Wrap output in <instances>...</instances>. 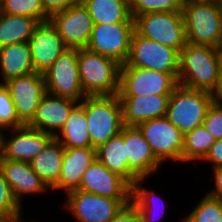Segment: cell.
Masks as SVG:
<instances>
[{
  "label": "cell",
  "instance_id": "obj_1",
  "mask_svg": "<svg viewBox=\"0 0 222 222\" xmlns=\"http://www.w3.org/2000/svg\"><path fill=\"white\" fill-rule=\"evenodd\" d=\"M222 50L187 43L179 52L177 82L189 89L215 94L219 84Z\"/></svg>",
  "mask_w": 222,
  "mask_h": 222
},
{
  "label": "cell",
  "instance_id": "obj_2",
  "mask_svg": "<svg viewBox=\"0 0 222 222\" xmlns=\"http://www.w3.org/2000/svg\"><path fill=\"white\" fill-rule=\"evenodd\" d=\"M77 63L86 96L118 94L121 65L117 61L84 48L78 49Z\"/></svg>",
  "mask_w": 222,
  "mask_h": 222
},
{
  "label": "cell",
  "instance_id": "obj_3",
  "mask_svg": "<svg viewBox=\"0 0 222 222\" xmlns=\"http://www.w3.org/2000/svg\"><path fill=\"white\" fill-rule=\"evenodd\" d=\"M84 110L91 146L94 148L119 134L124 126L118 94L86 96Z\"/></svg>",
  "mask_w": 222,
  "mask_h": 222
},
{
  "label": "cell",
  "instance_id": "obj_4",
  "mask_svg": "<svg viewBox=\"0 0 222 222\" xmlns=\"http://www.w3.org/2000/svg\"><path fill=\"white\" fill-rule=\"evenodd\" d=\"M187 43L220 49L222 5L218 2L183 4Z\"/></svg>",
  "mask_w": 222,
  "mask_h": 222
},
{
  "label": "cell",
  "instance_id": "obj_5",
  "mask_svg": "<svg viewBox=\"0 0 222 222\" xmlns=\"http://www.w3.org/2000/svg\"><path fill=\"white\" fill-rule=\"evenodd\" d=\"M214 100L211 93L178 84L170 95L165 117L185 135L203 125L206 111Z\"/></svg>",
  "mask_w": 222,
  "mask_h": 222
},
{
  "label": "cell",
  "instance_id": "obj_6",
  "mask_svg": "<svg viewBox=\"0 0 222 222\" xmlns=\"http://www.w3.org/2000/svg\"><path fill=\"white\" fill-rule=\"evenodd\" d=\"M135 31L149 39L176 49L178 52L187 44L182 12H155L134 18Z\"/></svg>",
  "mask_w": 222,
  "mask_h": 222
},
{
  "label": "cell",
  "instance_id": "obj_7",
  "mask_svg": "<svg viewBox=\"0 0 222 222\" xmlns=\"http://www.w3.org/2000/svg\"><path fill=\"white\" fill-rule=\"evenodd\" d=\"M77 59L78 49L67 48L43 73L47 93L76 102L86 97L81 87Z\"/></svg>",
  "mask_w": 222,
  "mask_h": 222
},
{
  "label": "cell",
  "instance_id": "obj_8",
  "mask_svg": "<svg viewBox=\"0 0 222 222\" xmlns=\"http://www.w3.org/2000/svg\"><path fill=\"white\" fill-rule=\"evenodd\" d=\"M65 210L77 222H109L131 199H112L81 190H72L65 195Z\"/></svg>",
  "mask_w": 222,
  "mask_h": 222
},
{
  "label": "cell",
  "instance_id": "obj_9",
  "mask_svg": "<svg viewBox=\"0 0 222 222\" xmlns=\"http://www.w3.org/2000/svg\"><path fill=\"white\" fill-rule=\"evenodd\" d=\"M178 73L121 66L118 95H171L178 85Z\"/></svg>",
  "mask_w": 222,
  "mask_h": 222
},
{
  "label": "cell",
  "instance_id": "obj_10",
  "mask_svg": "<svg viewBox=\"0 0 222 222\" xmlns=\"http://www.w3.org/2000/svg\"><path fill=\"white\" fill-rule=\"evenodd\" d=\"M134 31L135 22L94 24L86 48L110 57L123 65L127 62L130 54L131 38Z\"/></svg>",
  "mask_w": 222,
  "mask_h": 222
},
{
  "label": "cell",
  "instance_id": "obj_11",
  "mask_svg": "<svg viewBox=\"0 0 222 222\" xmlns=\"http://www.w3.org/2000/svg\"><path fill=\"white\" fill-rule=\"evenodd\" d=\"M121 66L147 68L163 73H178L179 52L149 40L134 31L128 60Z\"/></svg>",
  "mask_w": 222,
  "mask_h": 222
},
{
  "label": "cell",
  "instance_id": "obj_12",
  "mask_svg": "<svg viewBox=\"0 0 222 222\" xmlns=\"http://www.w3.org/2000/svg\"><path fill=\"white\" fill-rule=\"evenodd\" d=\"M137 127L162 164L169 160L182 163L184 135L165 116L146 120Z\"/></svg>",
  "mask_w": 222,
  "mask_h": 222
},
{
  "label": "cell",
  "instance_id": "obj_13",
  "mask_svg": "<svg viewBox=\"0 0 222 222\" xmlns=\"http://www.w3.org/2000/svg\"><path fill=\"white\" fill-rule=\"evenodd\" d=\"M56 28L66 48L84 49L87 47L94 22L81 2L49 18Z\"/></svg>",
  "mask_w": 222,
  "mask_h": 222
},
{
  "label": "cell",
  "instance_id": "obj_14",
  "mask_svg": "<svg viewBox=\"0 0 222 222\" xmlns=\"http://www.w3.org/2000/svg\"><path fill=\"white\" fill-rule=\"evenodd\" d=\"M4 85L10 92L19 121L23 125H28L34 118L41 98L46 93L44 75L34 72L10 79Z\"/></svg>",
  "mask_w": 222,
  "mask_h": 222
},
{
  "label": "cell",
  "instance_id": "obj_15",
  "mask_svg": "<svg viewBox=\"0 0 222 222\" xmlns=\"http://www.w3.org/2000/svg\"><path fill=\"white\" fill-rule=\"evenodd\" d=\"M77 190L112 199H131L132 186L95 159L85 170Z\"/></svg>",
  "mask_w": 222,
  "mask_h": 222
},
{
  "label": "cell",
  "instance_id": "obj_16",
  "mask_svg": "<svg viewBox=\"0 0 222 222\" xmlns=\"http://www.w3.org/2000/svg\"><path fill=\"white\" fill-rule=\"evenodd\" d=\"M128 170L137 179H146L156 174L163 165L154 155L151 146L137 126H124Z\"/></svg>",
  "mask_w": 222,
  "mask_h": 222
},
{
  "label": "cell",
  "instance_id": "obj_17",
  "mask_svg": "<svg viewBox=\"0 0 222 222\" xmlns=\"http://www.w3.org/2000/svg\"><path fill=\"white\" fill-rule=\"evenodd\" d=\"M29 46L35 72L44 73L65 51L62 38L50 21L40 22L30 37Z\"/></svg>",
  "mask_w": 222,
  "mask_h": 222
},
{
  "label": "cell",
  "instance_id": "obj_18",
  "mask_svg": "<svg viewBox=\"0 0 222 222\" xmlns=\"http://www.w3.org/2000/svg\"><path fill=\"white\" fill-rule=\"evenodd\" d=\"M78 103L46 92L40 100L34 118L27 126L55 138L63 129L70 113Z\"/></svg>",
  "mask_w": 222,
  "mask_h": 222
},
{
  "label": "cell",
  "instance_id": "obj_19",
  "mask_svg": "<svg viewBox=\"0 0 222 222\" xmlns=\"http://www.w3.org/2000/svg\"><path fill=\"white\" fill-rule=\"evenodd\" d=\"M7 131L11 135H9V139H7L8 135L5 136L3 159L11 161L30 162L54 138L50 134L27 125L7 129Z\"/></svg>",
  "mask_w": 222,
  "mask_h": 222
},
{
  "label": "cell",
  "instance_id": "obj_20",
  "mask_svg": "<svg viewBox=\"0 0 222 222\" xmlns=\"http://www.w3.org/2000/svg\"><path fill=\"white\" fill-rule=\"evenodd\" d=\"M122 105L123 125L138 126L146 120L166 115L170 95H118Z\"/></svg>",
  "mask_w": 222,
  "mask_h": 222
},
{
  "label": "cell",
  "instance_id": "obj_21",
  "mask_svg": "<svg viewBox=\"0 0 222 222\" xmlns=\"http://www.w3.org/2000/svg\"><path fill=\"white\" fill-rule=\"evenodd\" d=\"M0 171L12 188L13 194L22 206L23 196L46 194L50 190L41 178L33 171L29 162L2 159ZM46 192V193H45Z\"/></svg>",
  "mask_w": 222,
  "mask_h": 222
},
{
  "label": "cell",
  "instance_id": "obj_22",
  "mask_svg": "<svg viewBox=\"0 0 222 222\" xmlns=\"http://www.w3.org/2000/svg\"><path fill=\"white\" fill-rule=\"evenodd\" d=\"M96 159V148H64L63 162L58 178V191L68 193L79 188L85 170Z\"/></svg>",
  "mask_w": 222,
  "mask_h": 222
},
{
  "label": "cell",
  "instance_id": "obj_23",
  "mask_svg": "<svg viewBox=\"0 0 222 222\" xmlns=\"http://www.w3.org/2000/svg\"><path fill=\"white\" fill-rule=\"evenodd\" d=\"M34 72L28 42L11 44L0 48V84Z\"/></svg>",
  "mask_w": 222,
  "mask_h": 222
},
{
  "label": "cell",
  "instance_id": "obj_24",
  "mask_svg": "<svg viewBox=\"0 0 222 222\" xmlns=\"http://www.w3.org/2000/svg\"><path fill=\"white\" fill-rule=\"evenodd\" d=\"M63 154L64 147L56 138H53L44 150L29 162L33 171L52 192L58 190Z\"/></svg>",
  "mask_w": 222,
  "mask_h": 222
},
{
  "label": "cell",
  "instance_id": "obj_25",
  "mask_svg": "<svg viewBox=\"0 0 222 222\" xmlns=\"http://www.w3.org/2000/svg\"><path fill=\"white\" fill-rule=\"evenodd\" d=\"M96 159L111 172L124 178L131 186L137 178L128 170V158L124 143V126L121 132L96 148Z\"/></svg>",
  "mask_w": 222,
  "mask_h": 222
},
{
  "label": "cell",
  "instance_id": "obj_26",
  "mask_svg": "<svg viewBox=\"0 0 222 222\" xmlns=\"http://www.w3.org/2000/svg\"><path fill=\"white\" fill-rule=\"evenodd\" d=\"M55 138L64 148L92 147L87 129L84 99L73 108L63 129Z\"/></svg>",
  "mask_w": 222,
  "mask_h": 222
},
{
  "label": "cell",
  "instance_id": "obj_27",
  "mask_svg": "<svg viewBox=\"0 0 222 222\" xmlns=\"http://www.w3.org/2000/svg\"><path fill=\"white\" fill-rule=\"evenodd\" d=\"M94 24L134 22L128 0H80Z\"/></svg>",
  "mask_w": 222,
  "mask_h": 222
},
{
  "label": "cell",
  "instance_id": "obj_28",
  "mask_svg": "<svg viewBox=\"0 0 222 222\" xmlns=\"http://www.w3.org/2000/svg\"><path fill=\"white\" fill-rule=\"evenodd\" d=\"M145 181L146 179H137L133 183L132 193H131V203L137 209L140 215L141 222L159 221L161 218H163L166 212L165 202L163 198H160V196L157 195V193H155V191L142 186V184H144ZM158 203H160V205ZM158 206H161V208L158 209ZM155 210L157 211L155 212Z\"/></svg>",
  "mask_w": 222,
  "mask_h": 222
},
{
  "label": "cell",
  "instance_id": "obj_29",
  "mask_svg": "<svg viewBox=\"0 0 222 222\" xmlns=\"http://www.w3.org/2000/svg\"><path fill=\"white\" fill-rule=\"evenodd\" d=\"M39 22L31 17L2 13L0 16V48L28 42Z\"/></svg>",
  "mask_w": 222,
  "mask_h": 222
},
{
  "label": "cell",
  "instance_id": "obj_30",
  "mask_svg": "<svg viewBox=\"0 0 222 222\" xmlns=\"http://www.w3.org/2000/svg\"><path fill=\"white\" fill-rule=\"evenodd\" d=\"M215 141L204 125L186 133L183 138L182 164L201 162Z\"/></svg>",
  "mask_w": 222,
  "mask_h": 222
},
{
  "label": "cell",
  "instance_id": "obj_31",
  "mask_svg": "<svg viewBox=\"0 0 222 222\" xmlns=\"http://www.w3.org/2000/svg\"><path fill=\"white\" fill-rule=\"evenodd\" d=\"M182 222H222V201L205 194Z\"/></svg>",
  "mask_w": 222,
  "mask_h": 222
},
{
  "label": "cell",
  "instance_id": "obj_32",
  "mask_svg": "<svg viewBox=\"0 0 222 222\" xmlns=\"http://www.w3.org/2000/svg\"><path fill=\"white\" fill-rule=\"evenodd\" d=\"M2 13L31 17L39 23L49 20L44 13L41 0H1Z\"/></svg>",
  "mask_w": 222,
  "mask_h": 222
},
{
  "label": "cell",
  "instance_id": "obj_33",
  "mask_svg": "<svg viewBox=\"0 0 222 222\" xmlns=\"http://www.w3.org/2000/svg\"><path fill=\"white\" fill-rule=\"evenodd\" d=\"M131 16L155 12H182V0H128Z\"/></svg>",
  "mask_w": 222,
  "mask_h": 222
},
{
  "label": "cell",
  "instance_id": "obj_34",
  "mask_svg": "<svg viewBox=\"0 0 222 222\" xmlns=\"http://www.w3.org/2000/svg\"><path fill=\"white\" fill-rule=\"evenodd\" d=\"M24 126L18 119L10 92L0 84V127L13 129Z\"/></svg>",
  "mask_w": 222,
  "mask_h": 222
},
{
  "label": "cell",
  "instance_id": "obj_35",
  "mask_svg": "<svg viewBox=\"0 0 222 222\" xmlns=\"http://www.w3.org/2000/svg\"><path fill=\"white\" fill-rule=\"evenodd\" d=\"M203 125L215 140L222 139V102H212L206 111Z\"/></svg>",
  "mask_w": 222,
  "mask_h": 222
},
{
  "label": "cell",
  "instance_id": "obj_36",
  "mask_svg": "<svg viewBox=\"0 0 222 222\" xmlns=\"http://www.w3.org/2000/svg\"><path fill=\"white\" fill-rule=\"evenodd\" d=\"M22 208L23 206H21L15 198L12 188L0 171V216L15 213L23 210Z\"/></svg>",
  "mask_w": 222,
  "mask_h": 222
},
{
  "label": "cell",
  "instance_id": "obj_37",
  "mask_svg": "<svg viewBox=\"0 0 222 222\" xmlns=\"http://www.w3.org/2000/svg\"><path fill=\"white\" fill-rule=\"evenodd\" d=\"M44 13L50 18L55 13H60L69 9L80 0H41Z\"/></svg>",
  "mask_w": 222,
  "mask_h": 222
},
{
  "label": "cell",
  "instance_id": "obj_38",
  "mask_svg": "<svg viewBox=\"0 0 222 222\" xmlns=\"http://www.w3.org/2000/svg\"><path fill=\"white\" fill-rule=\"evenodd\" d=\"M109 222H141L135 206L130 203L124 206Z\"/></svg>",
  "mask_w": 222,
  "mask_h": 222
},
{
  "label": "cell",
  "instance_id": "obj_39",
  "mask_svg": "<svg viewBox=\"0 0 222 222\" xmlns=\"http://www.w3.org/2000/svg\"><path fill=\"white\" fill-rule=\"evenodd\" d=\"M201 161L211 162L212 168L222 166V139L215 141Z\"/></svg>",
  "mask_w": 222,
  "mask_h": 222
},
{
  "label": "cell",
  "instance_id": "obj_40",
  "mask_svg": "<svg viewBox=\"0 0 222 222\" xmlns=\"http://www.w3.org/2000/svg\"><path fill=\"white\" fill-rule=\"evenodd\" d=\"M214 178V188L207 191L206 194L209 196L219 199L222 201V166H217L212 169Z\"/></svg>",
  "mask_w": 222,
  "mask_h": 222
},
{
  "label": "cell",
  "instance_id": "obj_41",
  "mask_svg": "<svg viewBox=\"0 0 222 222\" xmlns=\"http://www.w3.org/2000/svg\"><path fill=\"white\" fill-rule=\"evenodd\" d=\"M23 210L17 211L15 213L5 215V216H0V222H27L23 220L22 213Z\"/></svg>",
  "mask_w": 222,
  "mask_h": 222
},
{
  "label": "cell",
  "instance_id": "obj_42",
  "mask_svg": "<svg viewBox=\"0 0 222 222\" xmlns=\"http://www.w3.org/2000/svg\"><path fill=\"white\" fill-rule=\"evenodd\" d=\"M214 99L216 101L222 102V62L220 66L219 84L216 93L214 94Z\"/></svg>",
  "mask_w": 222,
  "mask_h": 222
},
{
  "label": "cell",
  "instance_id": "obj_43",
  "mask_svg": "<svg viewBox=\"0 0 222 222\" xmlns=\"http://www.w3.org/2000/svg\"><path fill=\"white\" fill-rule=\"evenodd\" d=\"M7 133V129L0 127V161L4 157V146H5V135L4 133Z\"/></svg>",
  "mask_w": 222,
  "mask_h": 222
},
{
  "label": "cell",
  "instance_id": "obj_44",
  "mask_svg": "<svg viewBox=\"0 0 222 222\" xmlns=\"http://www.w3.org/2000/svg\"><path fill=\"white\" fill-rule=\"evenodd\" d=\"M201 2H216V0H182V4L201 3Z\"/></svg>",
  "mask_w": 222,
  "mask_h": 222
},
{
  "label": "cell",
  "instance_id": "obj_45",
  "mask_svg": "<svg viewBox=\"0 0 222 222\" xmlns=\"http://www.w3.org/2000/svg\"><path fill=\"white\" fill-rule=\"evenodd\" d=\"M220 49L222 50V24H221V40H220Z\"/></svg>",
  "mask_w": 222,
  "mask_h": 222
},
{
  "label": "cell",
  "instance_id": "obj_46",
  "mask_svg": "<svg viewBox=\"0 0 222 222\" xmlns=\"http://www.w3.org/2000/svg\"><path fill=\"white\" fill-rule=\"evenodd\" d=\"M2 14V5H1V0H0V16Z\"/></svg>",
  "mask_w": 222,
  "mask_h": 222
},
{
  "label": "cell",
  "instance_id": "obj_47",
  "mask_svg": "<svg viewBox=\"0 0 222 222\" xmlns=\"http://www.w3.org/2000/svg\"><path fill=\"white\" fill-rule=\"evenodd\" d=\"M216 2L222 5V0H216Z\"/></svg>",
  "mask_w": 222,
  "mask_h": 222
}]
</instances>
